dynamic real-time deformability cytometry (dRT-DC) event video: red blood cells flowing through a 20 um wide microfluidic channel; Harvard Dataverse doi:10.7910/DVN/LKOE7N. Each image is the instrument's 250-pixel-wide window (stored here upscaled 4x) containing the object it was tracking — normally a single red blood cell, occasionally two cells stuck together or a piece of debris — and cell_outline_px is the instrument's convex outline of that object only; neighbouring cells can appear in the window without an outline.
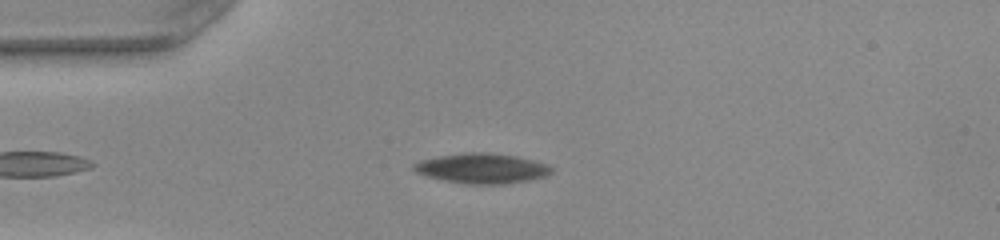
{"species": "common noctule bat (a hibernating species)", "species_latin": "Nyctalus noctula", "temperature_condition": "warm", "stored_images_in_passage": 46, "camera_frame_rate_fps": 3000, "um_per_image_px": 0.085, "animal": {"sex": "female", "body_mass_g": 22.0, "forearm_length_mm": 56.7}, "frame": {"image": 1, "passage_image": 6, "time_ms": 1.667, "image_size_px": [1000, 240], "cell_outline_px": [[552, 172], [544, 176], [528, 180], [504, 184], [464, 184], [444, 180], [428, 176], [416, 172], [412, 168], [412, 164], [420, 160], [436, 156], [464, 152], [484, 152], [516, 156], [536, 160], [548, 164], [552, 168]], "centroid_in_image_um": [40.95, 14.3], "position_along_channel_um": 44.1, "area_um2": 24.22}}
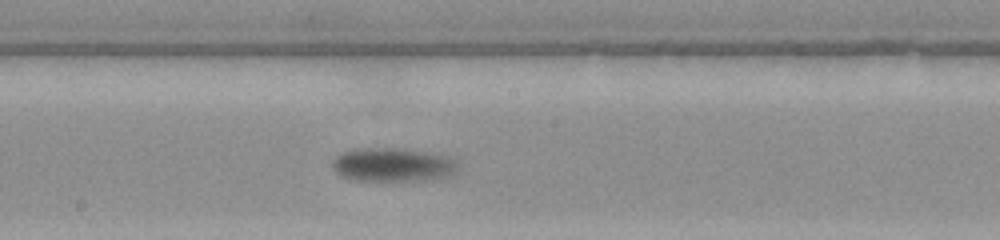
{"frame": {"image": 2, "passage_image": 21, "time_ms": 6.667, "image_size_px": [1000, 240], "cell_outline_px": [[456, 172], [444, 176], [412, 180], [356, 180], [340, 176], [332, 168], [332, 160], [340, 152], [364, 148], [400, 148], [448, 156], [456, 160]], "centroid_in_image_um": [33.31, 13.99], "position_along_channel_um": 214.9, "area_um2": 24.22}}
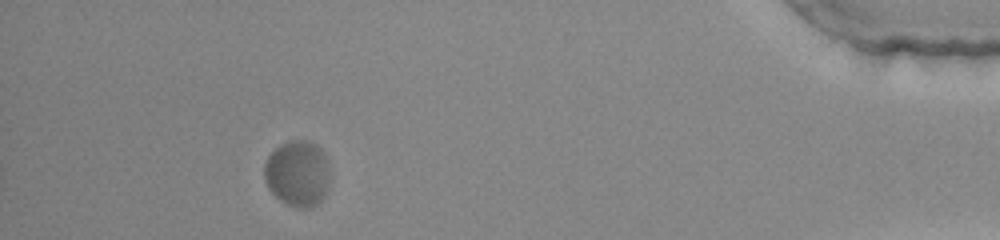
{"frame": {"image": 3, "passage_image": 41, "time_ms": 13.333, "image_size_px": [1000, 240], "cell_outline_px": [[328, 192], [312, 208], [296, 208], [280, 200], [268, 188], [264, 180], [264, 164], [268, 156], [280, 144], [288, 140], [304, 140], [316, 144], [320, 148], [328, 160]], "centroid_in_image_um": [25.29, 14.74], "position_along_channel_um": 409.9, "area_um2": 25.43}, "authors_computed_cell_mechanics": {"area_um2": 24.5361, "velocity_mm_per_s": 3.8299, "shape_relaxation_time_tau1_ms": 4.0907, "shape_relaxation_time_tau2_ms": null, "deformation_change_tau1": 0.1653, "deformation_change_tau2": null}}